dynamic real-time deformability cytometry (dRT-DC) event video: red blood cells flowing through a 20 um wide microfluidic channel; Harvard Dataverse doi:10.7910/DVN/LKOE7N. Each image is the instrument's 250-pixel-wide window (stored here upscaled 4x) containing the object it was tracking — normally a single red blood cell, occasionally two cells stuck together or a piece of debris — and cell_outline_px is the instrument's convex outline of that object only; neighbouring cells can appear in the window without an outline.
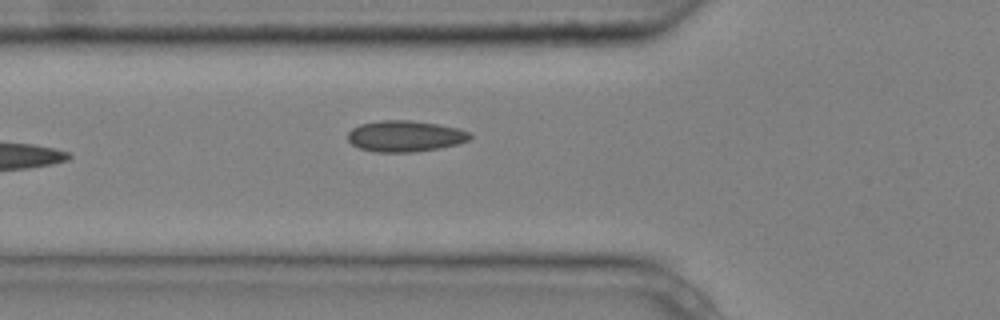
{"species": "common noctule bat (a hibernating species)", "species_latin": "Nyctalus noctula", "temperature_condition": "cold", "stored_images_in_passage": 6, "camera_frame_rate_fps": 3000, "um_per_image_px": 0.085, "animal": {"sex": "male", "body_mass_g": 20.4}, "frame": {"image": 1, "passage_image": 6, "time_ms": 1.667, "image_size_px": [1000, 320], "cell_outline_px": [[472, 136], [468, 140], [456, 144], [440, 148], [412, 152], [376, 152], [360, 148], [352, 144], [348, 140], [348, 132], [352, 128], [360, 124], [380, 120], [408, 120], [436, 124], [456, 128], [472, 132]], "centroid_in_image_um": [34.42, 11.57], "position_along_channel_um": 91.4, "area_um2": 22.08}}